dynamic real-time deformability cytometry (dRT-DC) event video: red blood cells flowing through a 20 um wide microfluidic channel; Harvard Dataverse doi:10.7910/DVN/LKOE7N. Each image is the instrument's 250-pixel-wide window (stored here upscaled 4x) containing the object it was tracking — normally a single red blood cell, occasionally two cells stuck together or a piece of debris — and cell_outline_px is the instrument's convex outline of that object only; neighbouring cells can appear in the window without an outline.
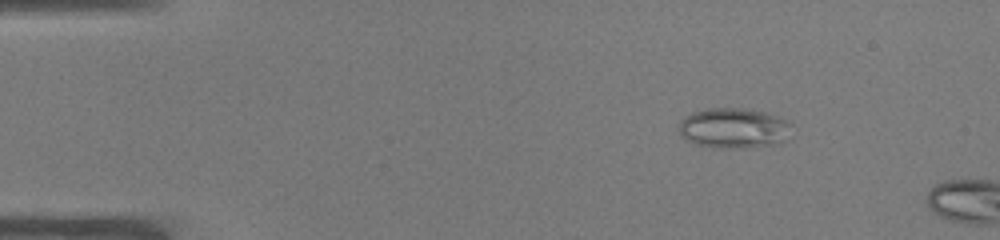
{"species": "common noctule bat (a hibernating species)", "species_latin": "Nyctalus noctula", "temperature_condition": "warm", "stored_images_in_passage": 9, "camera_frame_rate_fps": 3000, "um_per_image_px": 0.085, "animal": {"sex": "male", "body_mass_g": 19.0, "forearm_length_mm": 50.8}, "frame": {"image": 1, "passage_image": 6, "time_ms": 1.667, "image_size_px": [1000, 240], "cell_outline_px": [[792, 124], [784, 140], [780, 144], [732, 148], [712, 148], [696, 144], [680, 136], [676, 132], [680, 120], [692, 112], [708, 108], [748, 108], [780, 116], [788, 120]], "centroid_in_image_um": [62.33, 10.88], "position_along_channel_um": 22.7, "area_um2": 26.82}}